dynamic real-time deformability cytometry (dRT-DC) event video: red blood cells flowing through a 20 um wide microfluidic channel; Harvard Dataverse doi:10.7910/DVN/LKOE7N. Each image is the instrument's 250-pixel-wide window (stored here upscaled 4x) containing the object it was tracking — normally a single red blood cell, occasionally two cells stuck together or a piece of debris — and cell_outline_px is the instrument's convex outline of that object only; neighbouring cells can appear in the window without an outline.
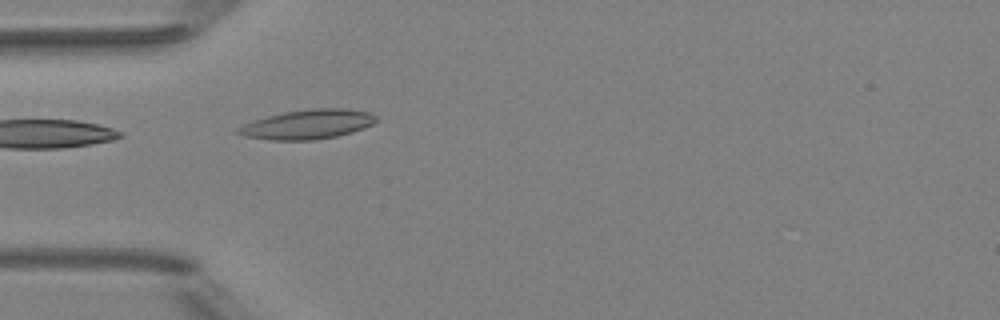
{"species": "Egyptian fruit bat (a non-hibernating species)", "species_latin": "Rousettus aegyptiacus", "temperature_condition": "room temperature", "stored_images_in_passage": 2, "camera_frame_rate_fps": 3000, "um_per_image_px": 0.085, "animal": {"sex": "female"}, "frame": {"image": 1, "passage_image": 2, "time_ms": 1.0, "image_size_px": [1000, 320], "cell_outline_px": [[376, 120], [372, 124], [364, 128], [352, 132], [336, 136], [312, 140], [272, 140], [244, 136], [236, 132], [244, 124], [268, 116], [284, 112], [312, 108], [344, 108], [372, 112], [376, 116]], "centroid_in_image_um": [26.2, 10.56], "position_along_channel_um": 58.8, "area_um2": 23.47}}